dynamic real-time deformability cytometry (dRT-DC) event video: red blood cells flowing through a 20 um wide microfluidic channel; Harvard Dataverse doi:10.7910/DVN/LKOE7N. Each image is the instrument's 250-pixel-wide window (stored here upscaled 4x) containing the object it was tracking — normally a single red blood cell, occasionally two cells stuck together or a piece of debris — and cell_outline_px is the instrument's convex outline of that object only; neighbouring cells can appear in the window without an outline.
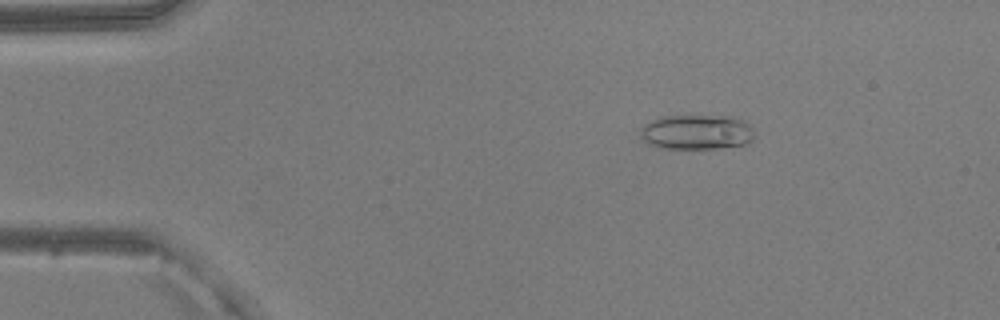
{"species": "common noctule bat (a hibernating species)", "species_latin": "Nyctalus noctula", "temperature_condition": "warm", "stored_images_in_passage": 44, "camera_frame_rate_fps": 3000, "um_per_image_px": 0.085, "animal": {"sex": "male", "body_mass_g": 20.5, "forearm_length_mm": 52.5}, "frame": {"image": 1, "passage_image": 1, "time_ms": 0.0, "image_size_px": [1000, 320], "cell_outline_px": [[752, 140], [748, 144], [720, 148], [660, 148], [648, 144], [640, 136], [640, 128], [644, 124], [660, 116], [732, 116], [744, 120], [752, 128]], "centroid_in_image_um": [59.2, 11.22], "position_along_channel_um": 25.8, "area_um2": 23.29}}
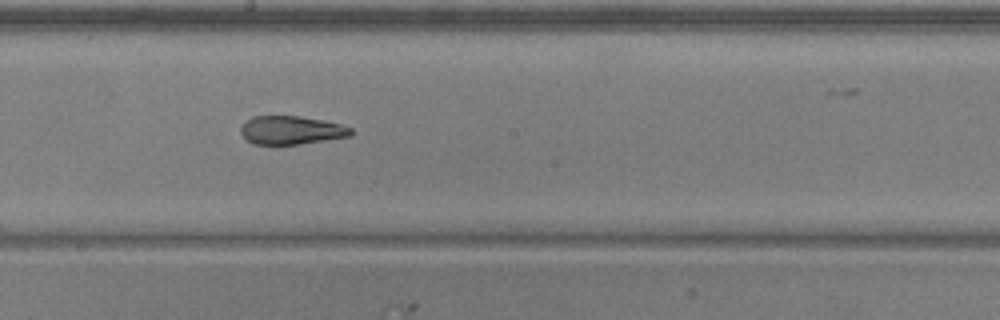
{"frame": {"image": 2, "passage_image": 21, "time_ms": 6.667, "image_size_px": [1000, 320], "cell_outline_px": [[352, 136], [300, 144], [252, 144], [240, 132], [240, 128], [244, 120], [252, 116], [300, 116], [324, 120], [340, 124], [352, 128]], "centroid_in_image_um": [24.75, 11.06], "position_along_channel_um": 223.5, "area_um2": 18.38}}
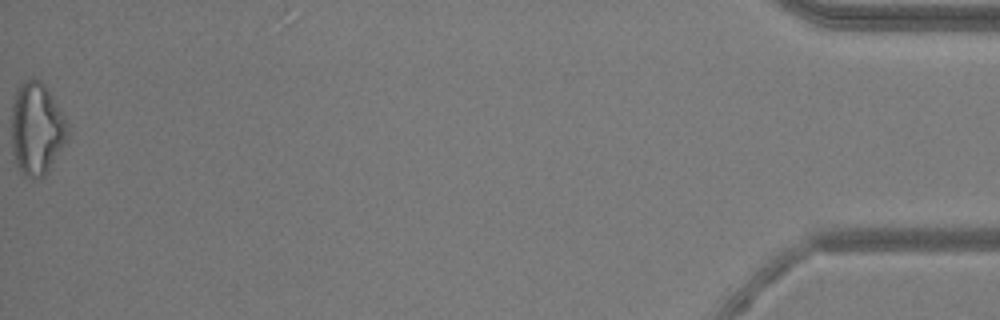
{"frame": {"image": 3, "passage_image": 44, "time_ms": 14.333, "image_size_px": [1000, 320], "cell_outline_px": [[68, 136], [44, 176], [32, 180], [24, 176], [20, 172], [16, 164], [12, 152], [12, 104], [16, 88], [24, 80], [40, 80], [48, 88], [64, 116], [68, 124]], "centroid_in_image_um": [3.09, 10.94], "position_along_channel_um": 432.1, "area_um2": 30.23}, "authors_computed_cell_mechanics": {"area_um2": 20.6924, "velocity_mm_per_s": 3.9939, "shape_relaxation_time_tau1_ms": null, "shape_relaxation_time_tau2_ms": 2.2504, "deformation_change_tau1": null, "deformation_change_tau2": 0.0999}}